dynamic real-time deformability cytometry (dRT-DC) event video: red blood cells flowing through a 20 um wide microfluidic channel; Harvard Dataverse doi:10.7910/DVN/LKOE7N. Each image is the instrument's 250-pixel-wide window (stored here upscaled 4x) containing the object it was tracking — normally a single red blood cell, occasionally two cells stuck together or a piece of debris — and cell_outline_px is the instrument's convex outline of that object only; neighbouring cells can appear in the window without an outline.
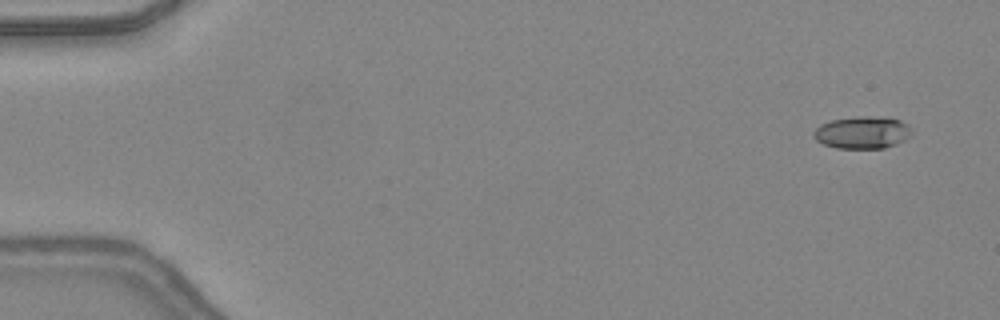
{"species": "common noctule bat (a hibernating species)", "species_latin": "Nyctalus noctula", "temperature_condition": "warm", "stored_images_in_passage": 45, "camera_frame_rate_fps": 3000, "um_per_image_px": 0.085, "animal": {"sex": "female", "body_mass_g": 24.6, "forearm_length_mm": 56.2}, "frame": {"image": 1, "passage_image": 3, "time_ms": 0.667, "image_size_px": [1000, 320], "cell_outline_px": [[912, 132], [904, 140], [896, 144], [884, 148], [836, 148], [824, 144], [816, 140], [812, 136], [812, 132], [820, 124], [832, 120], [856, 116], [868, 116], [900, 120], [908, 124], [912, 128]], "centroid_in_image_um": [73.28, 11.26], "position_along_channel_um": 11.7, "area_um2": 18.44}}
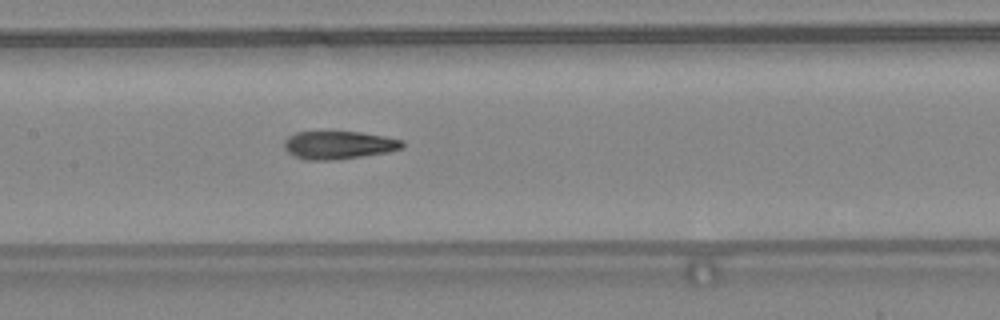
{"frame": {"image": 2, "passage_image": 24, "time_ms": 7.667, "image_size_px": [1000, 320], "cell_outline_px": [[404, 148], [388, 152], [332, 160], [308, 160], [296, 156], [288, 152], [284, 148], [284, 144], [288, 136], [296, 132], [324, 128], [360, 132], [384, 136], [404, 140]], "centroid_in_image_um": [28.77, 12.27], "position_along_channel_um": 178.6, "area_um2": 20.06}}
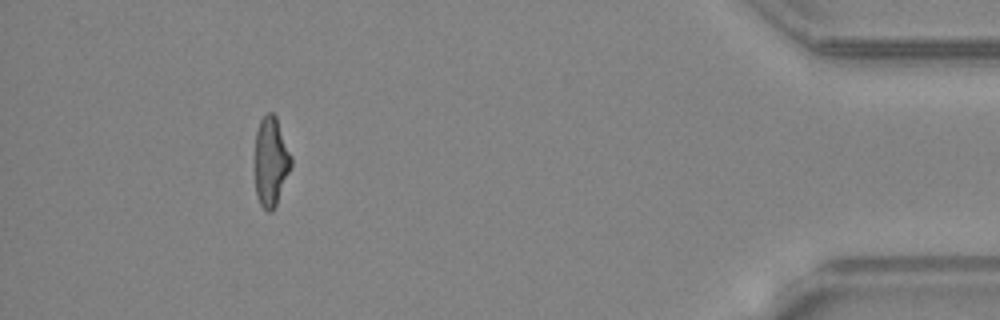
{"frame": {"image": 3, "passage_image": 44, "time_ms": 14.333, "image_size_px": [1000, 320], "cell_outline_px": [[292, 164], [276, 204], [272, 212], [268, 212], [260, 204], [256, 196], [252, 160], [256, 132], [260, 120], [268, 112], [272, 112], [276, 116], [292, 156]], "centroid_in_image_um": [22.97, 13.72], "position_along_channel_um": 412.2, "area_um2": 19.54}}